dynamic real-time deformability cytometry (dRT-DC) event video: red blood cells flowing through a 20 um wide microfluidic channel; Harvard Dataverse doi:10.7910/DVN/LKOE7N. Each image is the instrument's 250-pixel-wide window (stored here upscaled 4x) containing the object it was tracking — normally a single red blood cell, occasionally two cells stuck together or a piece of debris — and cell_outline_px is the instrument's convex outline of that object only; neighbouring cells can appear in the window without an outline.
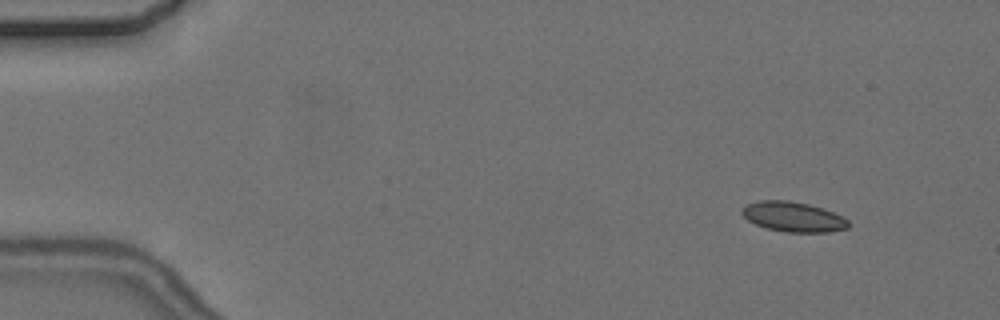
{"species": "common noctule bat (a hibernating species)", "species_latin": "Nyctalus noctula", "temperature_condition": "cold", "stored_images_in_passage": 8, "camera_frame_rate_fps": 3000, "um_per_image_px": 0.085, "animal": {"sex": "female", "body_mass_g": 24.6, "forearm_length_mm": 56.2}, "frame": {"image": 1, "passage_image": 2, "time_ms": 1.333, "image_size_px": [1000, 320], "cell_outline_px": [[852, 224], [848, 228], [828, 232], [788, 232], [768, 228], [756, 224], [748, 220], [740, 212], [740, 208], [748, 204], [760, 200], [788, 200], [808, 204], [832, 212], [848, 220]], "centroid_in_image_um": [67.42, 18.43], "position_along_channel_um": 17.6, "area_um2": 18.44}}